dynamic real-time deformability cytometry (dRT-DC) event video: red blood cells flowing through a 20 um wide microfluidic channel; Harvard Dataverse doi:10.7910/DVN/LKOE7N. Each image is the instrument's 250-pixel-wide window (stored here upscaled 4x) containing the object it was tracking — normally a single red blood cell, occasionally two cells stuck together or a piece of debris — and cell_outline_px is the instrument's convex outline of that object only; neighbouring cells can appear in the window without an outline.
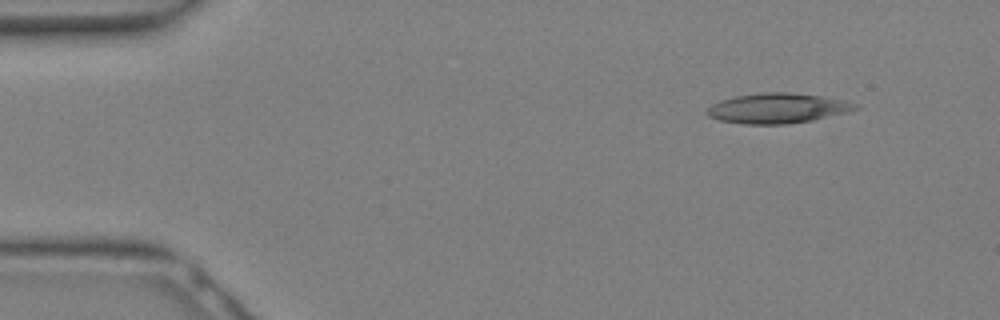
{"species": "Egyptian fruit bat (a non-hibernating species)", "species_latin": "Rousettus aegyptiacus", "temperature_condition": "warm", "stored_images_in_passage": 4, "camera_frame_rate_fps": 3000, "um_per_image_px": 0.085, "animal": {"sex": "female"}, "frame": {"image": 1, "passage_image": 1, "time_ms": 0.0, "image_size_px": [1000, 320], "cell_outline_px": [[860, 108], [848, 112], [812, 120], [788, 124], [744, 124], [720, 120], [708, 116], [704, 112], [712, 104], [720, 100], [736, 96], [764, 92], [788, 92], [820, 96], [844, 100], [856, 104]], "centroid_in_image_um": [66.07, 9.2], "position_along_channel_um": 18.9, "area_um2": 25.89}}